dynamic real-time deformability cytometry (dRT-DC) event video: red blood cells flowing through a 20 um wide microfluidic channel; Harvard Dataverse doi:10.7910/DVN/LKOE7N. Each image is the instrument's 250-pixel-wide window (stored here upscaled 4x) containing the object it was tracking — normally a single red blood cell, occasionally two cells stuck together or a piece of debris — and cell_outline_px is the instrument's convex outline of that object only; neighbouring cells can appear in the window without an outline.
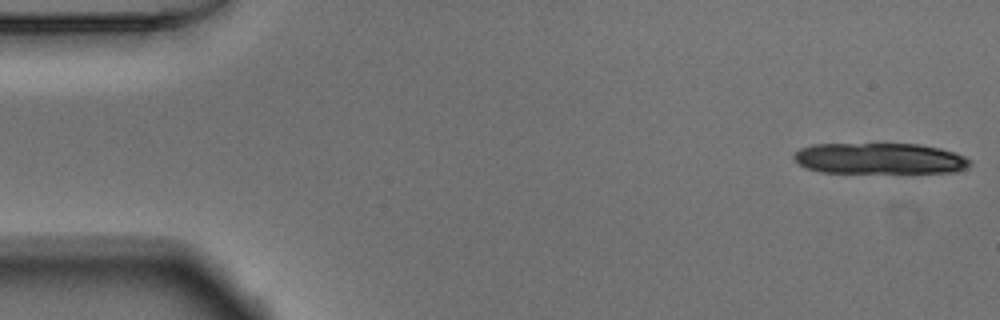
{"species": "Egyptian fruit bat (a non-hibernating species)", "species_latin": "Rousettus aegyptiacus", "temperature_condition": "warm", "stored_images_in_passage": 11, "camera_frame_rate_fps": 3000, "um_per_image_px": 0.085, "animal": {"sex": "male"}, "frame": {"image": 1, "passage_image": 1, "time_ms": 0.0, "image_size_px": [1000, 320], "cell_outline_px": [[972, 164], [956, 172], [820, 172], [808, 168], [800, 164], [792, 156], [800, 148], [812, 144], [920, 144], [940, 148], [956, 152], [972, 160]], "centroid_in_image_um": [74.8, 13.46], "position_along_channel_um": 10.2, "area_um2": 31.73}}